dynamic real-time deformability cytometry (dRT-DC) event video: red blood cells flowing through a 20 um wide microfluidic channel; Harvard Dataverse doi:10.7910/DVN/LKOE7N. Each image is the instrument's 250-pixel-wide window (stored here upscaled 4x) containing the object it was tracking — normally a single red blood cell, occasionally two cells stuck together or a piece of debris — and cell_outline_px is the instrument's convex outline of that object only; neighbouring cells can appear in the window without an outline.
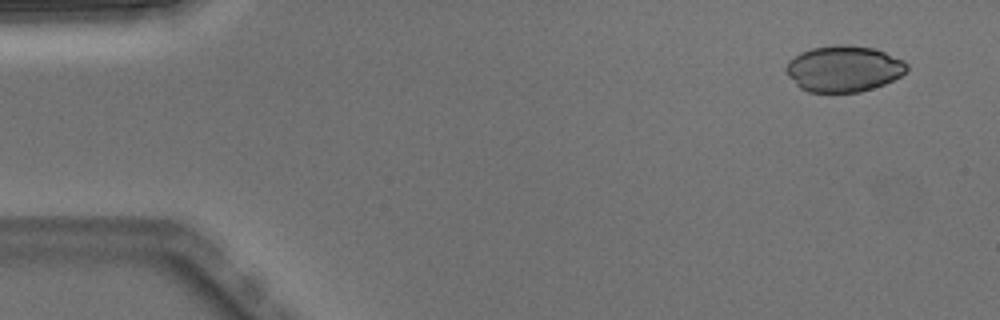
{"species": "Egyptian fruit bat (a non-hibernating species)", "species_latin": "Rousettus aegyptiacus", "temperature_condition": "warm", "stored_images_in_passage": 3, "camera_frame_rate_fps": 3000, "um_per_image_px": 0.085, "animal": {"sex": "male"}, "frame": {"image": 1, "passage_image": 1, "time_ms": 0.0, "image_size_px": [1000, 320], "cell_outline_px": [[908, 68], [900, 76], [884, 84], [860, 92], [808, 92], [800, 88], [784, 72], [784, 68], [788, 60], [800, 52], [812, 48], [836, 44], [848, 44], [872, 48], [884, 52], [904, 60], [908, 64]], "centroid_in_image_um": [71.67, 5.83], "position_along_channel_um": 13.3, "area_um2": 32.66}}
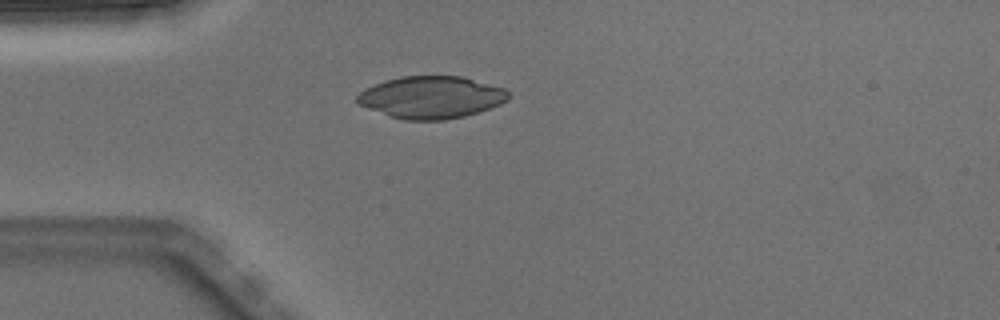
{"frame": {"image": 2, "passage_image": 3, "time_ms": 0.667, "image_size_px": [1000, 320], "cell_outline_px": [[508, 100], [500, 104], [480, 112], [464, 116], [444, 120], [404, 120], [388, 116], [368, 108], [360, 104], [356, 100], [356, 96], [364, 88], [384, 80], [400, 76], [464, 76], [504, 88], [508, 92]], "centroid_in_image_um": [36.65, 8.26], "position_along_channel_um": 48.4, "area_um2": 37.4}}